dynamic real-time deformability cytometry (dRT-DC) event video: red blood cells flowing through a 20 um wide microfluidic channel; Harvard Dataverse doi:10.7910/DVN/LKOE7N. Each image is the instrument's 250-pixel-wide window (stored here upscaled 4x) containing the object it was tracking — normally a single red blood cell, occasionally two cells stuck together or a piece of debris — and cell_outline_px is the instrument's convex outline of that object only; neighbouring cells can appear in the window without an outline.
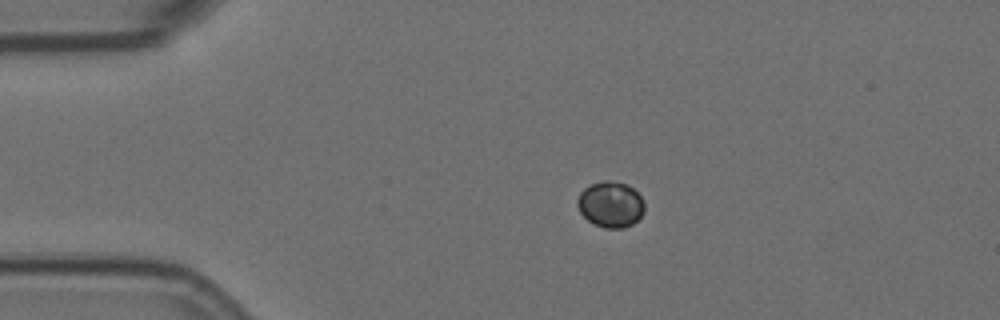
{"species": "Egyptian fruit bat (a non-hibernating species)", "species_latin": "Rousettus aegyptiacus", "temperature_condition": "room temperature", "stored_images_in_passage": 5, "camera_frame_rate_fps": 3000, "um_per_image_px": 0.085, "animal": {"sex": "female"}, "frame": {"image": 1, "passage_image": 3, "time_ms": 0.667, "image_size_px": [1000, 320], "cell_outline_px": [[644, 212], [632, 224], [624, 228], [604, 228], [592, 224], [580, 212], [576, 204], [576, 200], [580, 192], [584, 188], [592, 184], [604, 180], [608, 180], [628, 184], [644, 200]], "centroid_in_image_um": [51.88, 17.38], "position_along_channel_um": 33.1, "area_um2": 18.03}}
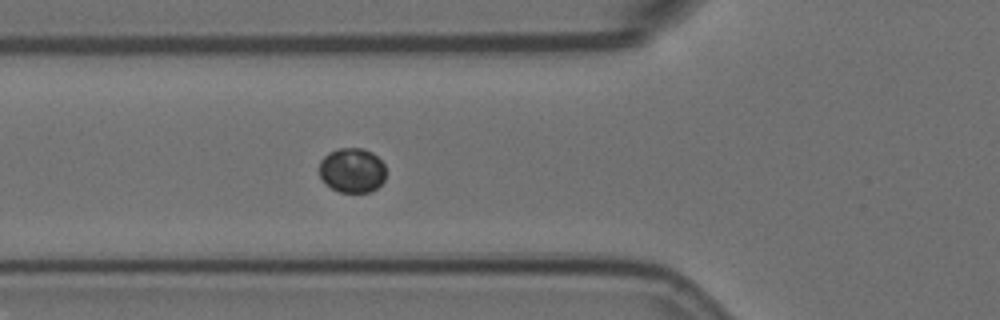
{"frame": {"image": 2, "passage_image": 5, "time_ms": 1.333, "image_size_px": [1000, 320], "cell_outline_px": [[384, 180], [372, 192], [340, 192], [332, 188], [320, 176], [320, 160], [328, 152], [340, 148], [364, 148], [372, 152], [384, 164]], "centroid_in_image_um": [29.93, 14.46], "position_along_channel_um": 95.9, "area_um2": 17.22}}